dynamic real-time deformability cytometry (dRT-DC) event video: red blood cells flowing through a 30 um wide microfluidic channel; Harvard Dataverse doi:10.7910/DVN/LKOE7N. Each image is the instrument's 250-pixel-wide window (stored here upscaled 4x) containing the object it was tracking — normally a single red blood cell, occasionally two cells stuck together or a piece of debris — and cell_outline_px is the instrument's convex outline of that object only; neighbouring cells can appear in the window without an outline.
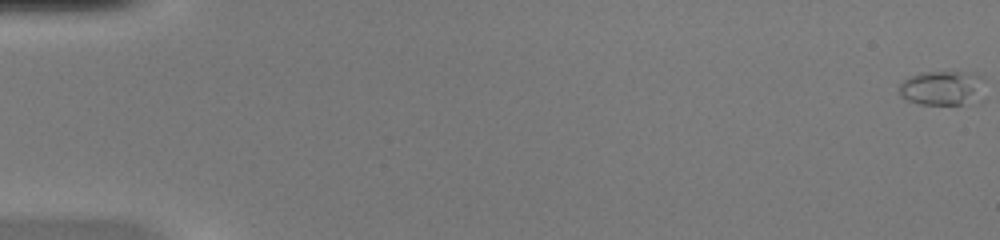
{"species": "common noctule bat (a hibernating species)", "species_latin": "Nyctalus noctula", "temperature_condition": "warm", "stored_images_in_passage": 52, "camera_frame_rate_fps": 3000, "um_per_image_px": 0.085, "animal": {"sex": "female", "body_mass_g": 20.0, "forearm_length_mm": 54.0}, "frame": {"image": 1, "passage_image": 1, "time_ms": 0.0, "image_size_px": [1000, 240], "cell_outline_px": [[984, 80], [976, 96], [972, 100], [964, 104], [920, 104], [908, 100], [900, 96], [900, 80], [908, 76], [920, 72], [976, 72], [984, 76]], "centroid_in_image_um": [80.01, 7.44], "position_along_channel_um": 5.0, "area_um2": 17.05}}
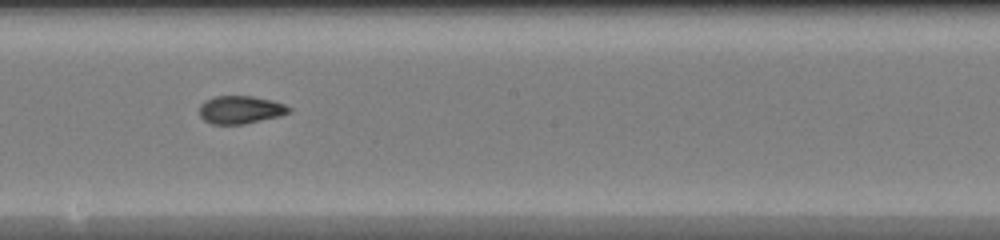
{"frame": {"image": 2, "passage_image": 30, "time_ms": 9.667, "image_size_px": [1000, 240], "cell_outline_px": [[292, 112], [280, 116], [244, 124], [212, 124], [204, 120], [200, 116], [200, 104], [204, 100], [216, 96], [252, 96], [272, 100], [284, 104], [292, 108]], "centroid_in_image_um": [20.46, 9.33], "position_along_channel_um": 227.7, "area_um2": 14.68}}
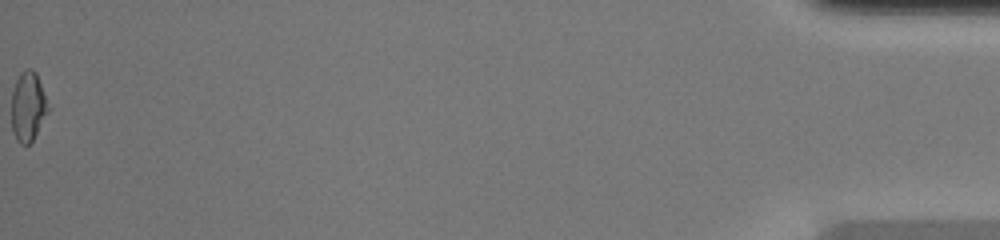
{"frame": {"image": 3, "passage_image": 52, "time_ms": 17.0, "image_size_px": [1000, 240], "cell_outline_px": [[48, 112], [32, 140], [28, 144], [20, 144], [16, 140], [12, 132], [12, 92], [16, 80], [20, 72], [28, 68], [32, 68], [36, 72], [48, 108]], "centroid_in_image_um": [2.35, 9.05], "position_along_channel_um": 432.9, "area_um2": 14.51}, "authors_computed_cell_mechanics": {"area_um2": 14.7101, "velocity_mm_per_s": 4.1411, "shape_relaxation_time_tau1_ms": null, "shape_relaxation_time_tau2_ms": 1.8136, "deformation_change_tau1": null, "deformation_change_tau2": 0.0781}}